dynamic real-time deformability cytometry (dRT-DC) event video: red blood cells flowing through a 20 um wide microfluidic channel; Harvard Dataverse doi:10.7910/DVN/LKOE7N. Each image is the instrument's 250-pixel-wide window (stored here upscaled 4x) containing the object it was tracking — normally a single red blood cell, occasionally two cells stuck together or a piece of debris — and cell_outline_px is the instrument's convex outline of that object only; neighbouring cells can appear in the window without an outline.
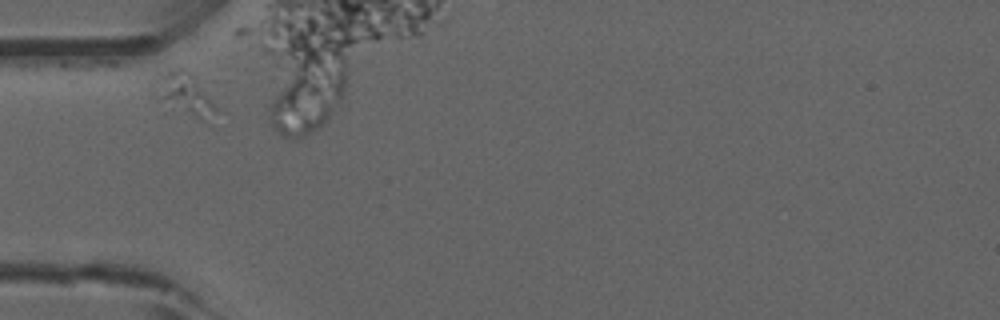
{"species": "common noctule bat (a hibernating species)", "species_latin": "Nyctalus noctula", "temperature_condition": "room temperature", "stored_images_in_passage": 8, "camera_frame_rate_fps": 3000, "um_per_image_px": 0.085, "animal": {"sex": "male", "forearm_length_mm": 52.5}, "frame": {"image": 1, "passage_image": 1, "time_ms": 0.0, "image_size_px": [1000, 320], "cell_outline_px": [[220, 108], [208, 124], [160, 100], [160, 76], [172, 68], [184, 68], [192, 76]], "centroid_in_image_um": [15.89, 8.07], "position_along_channel_um": 69.1, "area_um2": 13.99}}